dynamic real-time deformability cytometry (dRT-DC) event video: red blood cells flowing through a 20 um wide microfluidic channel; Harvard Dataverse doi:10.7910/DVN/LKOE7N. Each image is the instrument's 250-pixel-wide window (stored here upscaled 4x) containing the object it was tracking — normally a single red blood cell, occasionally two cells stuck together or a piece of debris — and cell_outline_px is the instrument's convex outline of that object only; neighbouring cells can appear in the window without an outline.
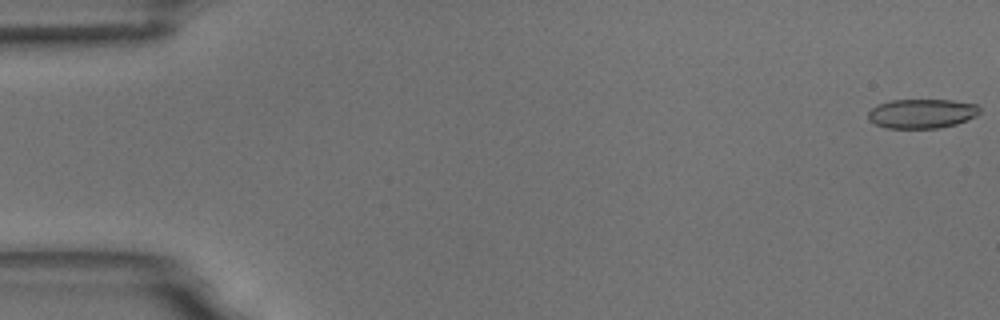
{"species": "common noctule bat (a hibernating species)", "species_latin": "Nyctalus noctula", "temperature_condition": "room temperature", "stored_images_in_passage": 55, "camera_frame_rate_fps": 3000, "um_per_image_px": 0.085, "animal": {"sex": "male", "body_mass_g": 18.8}, "frame": {"image": 1, "passage_image": 1, "time_ms": 0.0, "image_size_px": [1000, 320], "cell_outline_px": [[980, 112], [976, 116], [956, 124], [936, 128], [888, 128], [876, 124], [868, 120], [868, 112], [876, 104], [892, 100], [952, 100], [976, 104], [980, 108]], "centroid_in_image_um": [78.34, 9.65], "position_along_channel_um": 6.7, "area_um2": 19.07}}
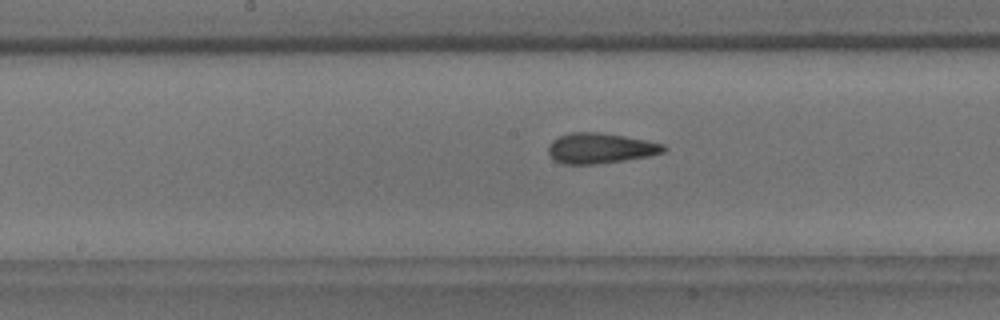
{"frame": {"image": 2, "passage_image": 28, "time_ms": 9.0, "image_size_px": [1000, 320], "cell_outline_px": [[668, 148], [664, 152], [648, 156], [624, 160], [596, 164], [564, 164], [556, 160], [548, 152], [548, 144], [552, 140], [560, 136], [572, 132], [600, 132], [648, 140], [664, 144]], "centroid_in_image_um": [51.05, 12.59], "position_along_channel_um": 197.1, "area_um2": 20.4}}
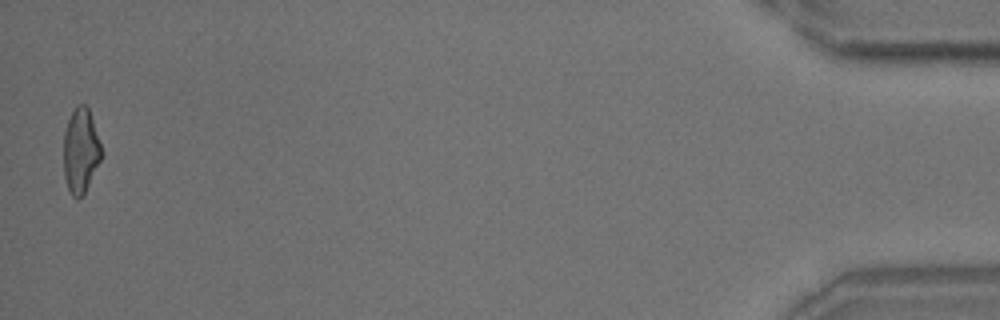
{"frame": {"image": 3, "passage_image": 54, "time_ms": 17.667, "image_size_px": [1000, 320], "cell_outline_px": [[104, 156], [84, 192], [80, 196], [72, 196], [68, 188], [64, 176], [64, 132], [68, 120], [76, 104], [84, 104], [88, 108]], "centroid_in_image_um": [6.86, 12.79], "position_along_channel_um": 428.3, "area_um2": 18.44}, "authors_computed_cell_mechanics": {"area_um2": 19.8254, "velocity_mm_per_s": 3.732, "shape_relaxation_time_tau1_ms": null, "shape_relaxation_time_tau2_ms": 1.9054, "deformation_change_tau1": null, "deformation_change_tau2": 0.0907}}